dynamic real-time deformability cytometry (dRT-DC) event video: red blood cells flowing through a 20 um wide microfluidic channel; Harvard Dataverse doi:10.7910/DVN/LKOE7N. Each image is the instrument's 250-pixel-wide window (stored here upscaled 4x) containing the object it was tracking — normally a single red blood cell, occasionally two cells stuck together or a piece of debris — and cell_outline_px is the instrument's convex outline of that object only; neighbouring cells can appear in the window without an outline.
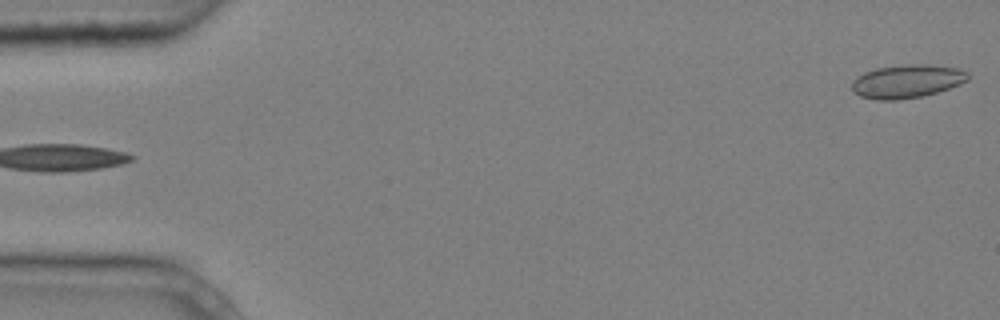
{"species": "common noctule bat (a hibernating species)", "species_latin": "Nyctalus noctula", "temperature_condition": "cold", "stored_images_in_passage": 5, "segment_of_instrument_passage": [2, 2], "camera_frame_rate_fps": 3000, "um_per_image_px": 0.085, "animal": {"sex": "male", "body_mass_g": 20.4}, "frame": {"image": 1, "passage_image": 5, "time_ms": 1.333, "image_size_px": [1000, 320], "cell_outline_px": [[968, 80], [960, 84], [936, 92], [920, 96], [900, 100], [876, 100], [860, 96], [852, 92], [852, 80], [856, 76], [864, 72], [876, 68], [908, 64], [928, 64], [960, 68], [968, 72]], "centroid_in_image_um": [77.06, 6.9], "position_along_channel_um": 7.9, "area_um2": 22.72}}